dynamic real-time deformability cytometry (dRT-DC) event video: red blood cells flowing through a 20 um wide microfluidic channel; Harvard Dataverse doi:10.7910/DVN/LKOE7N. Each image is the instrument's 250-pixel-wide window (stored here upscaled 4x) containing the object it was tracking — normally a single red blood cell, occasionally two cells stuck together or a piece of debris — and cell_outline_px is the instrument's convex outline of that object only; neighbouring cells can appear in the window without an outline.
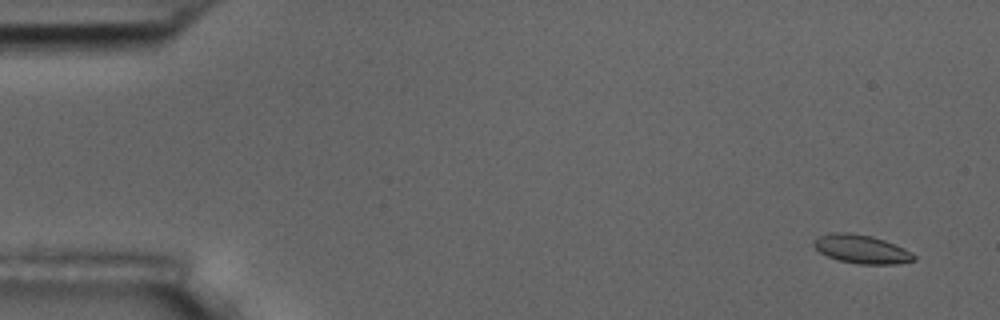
{"species": "common noctule bat (a hibernating species)", "species_latin": "Nyctalus noctula", "temperature_condition": "room temperature", "stored_images_in_passage": 6, "camera_frame_rate_fps": 3000, "um_per_image_px": 0.085, "animal": {"sex": "male", "body_mass_g": 17.5, "forearm_length_mm": 52.3}, "frame": {"image": 1, "passage_image": 1, "time_ms": 0.0, "image_size_px": [1000, 320], "cell_outline_px": [[916, 260], [896, 264], [856, 264], [836, 260], [820, 252], [812, 244], [812, 240], [816, 236], [832, 232], [848, 232], [872, 236], [896, 244], [912, 252], [916, 256]], "centroid_in_image_um": [73.21, 21.17], "position_along_channel_um": 11.8, "area_um2": 16.99}}
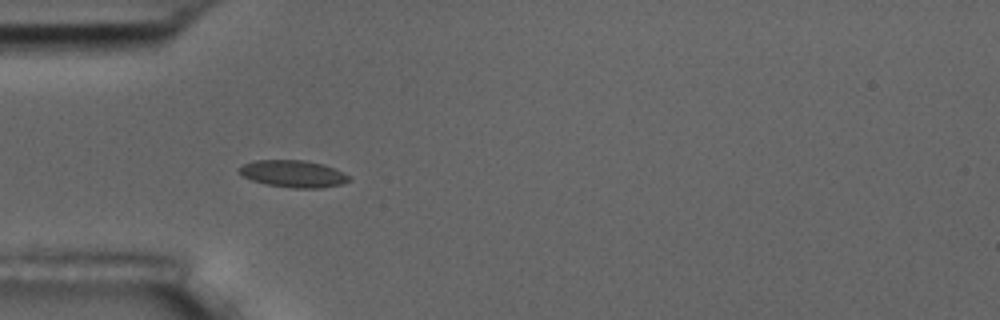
{"frame": {"image": 2, "passage_image": 5, "time_ms": 4.667, "image_size_px": [1000, 320], "cell_outline_px": [[352, 180], [340, 184], [320, 188], [296, 188], [268, 184], [252, 180], [244, 176], [236, 168], [244, 164], [256, 160], [304, 160], [324, 164], [352, 176]], "centroid_in_image_um": [24.96, 14.76], "position_along_channel_um": 60.0, "area_um2": 17.22}}